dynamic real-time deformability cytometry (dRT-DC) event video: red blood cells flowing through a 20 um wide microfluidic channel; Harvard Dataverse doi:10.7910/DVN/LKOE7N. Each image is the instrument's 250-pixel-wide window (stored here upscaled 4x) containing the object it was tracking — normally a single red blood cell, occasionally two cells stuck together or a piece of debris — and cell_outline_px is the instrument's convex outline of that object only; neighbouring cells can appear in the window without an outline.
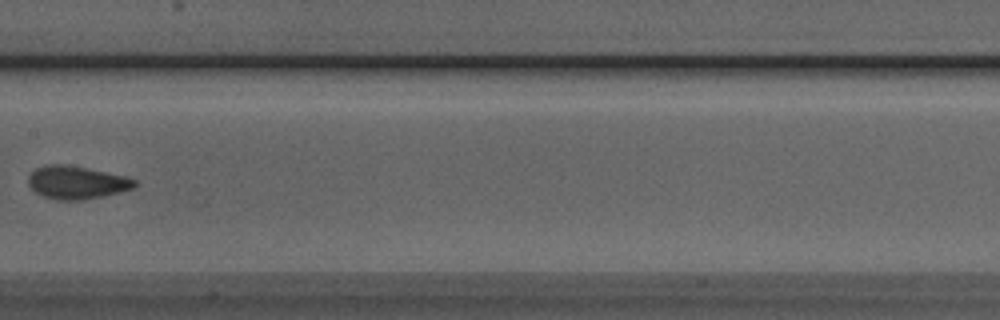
{"species": "Egyptian fruit bat (a non-hibernating species)", "species_latin": "Rousettus aegyptiacus", "temperature_condition": "room temperature", "stored_images_in_passage": 4, "camera_frame_rate_fps": 3000, "um_per_image_px": 0.085, "animal": {"sex": "male"}, "frame": {"image": 1, "passage_image": 4, "time_ms": 1.0, "image_size_px": [1000, 320], "cell_outline_px": [[140, 184], [136, 188], [104, 196], [84, 200], [56, 200], [44, 196], [36, 192], [28, 184], [28, 176], [36, 168], [48, 164], [68, 164], [88, 168], [124, 176], [136, 180]], "centroid_in_image_um": [6.55, 15.51], "position_along_channel_um": 200.8, "area_um2": 20.63}}